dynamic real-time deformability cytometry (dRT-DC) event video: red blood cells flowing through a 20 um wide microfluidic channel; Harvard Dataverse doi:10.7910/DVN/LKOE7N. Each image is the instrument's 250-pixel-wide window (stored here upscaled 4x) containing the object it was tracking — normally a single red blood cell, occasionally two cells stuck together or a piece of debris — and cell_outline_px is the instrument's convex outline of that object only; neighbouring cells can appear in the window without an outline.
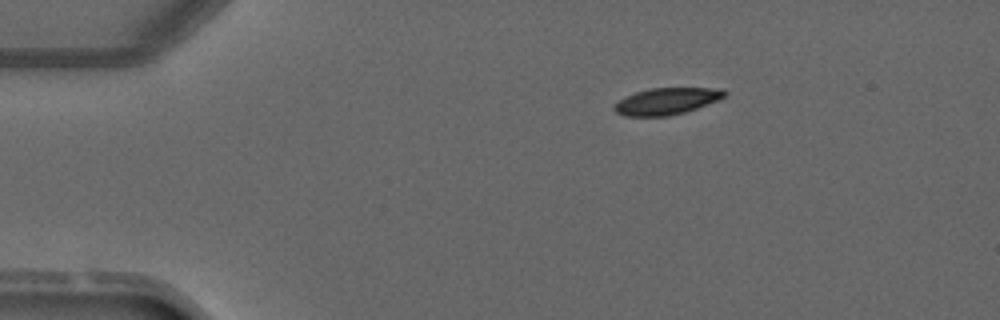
{"species": "common noctule bat (a hibernating species)", "species_latin": "Nyctalus noctula", "temperature_condition": "warm", "stored_images_in_passage": 3, "camera_frame_rate_fps": 3000, "um_per_image_px": 0.085, "animal": {"sex": "male", "forearm_length_mm": 52.5}, "frame": {"image": 1, "passage_image": 1, "time_ms": 0.0, "image_size_px": [1000, 320], "cell_outline_px": [[728, 92], [724, 96], [716, 100], [696, 108], [684, 112], [668, 116], [624, 116], [616, 112], [612, 108], [612, 104], [624, 96], [636, 92], [652, 88], [724, 88]], "centroid_in_image_um": [56.6, 8.6], "position_along_channel_um": 28.4, "area_um2": 17.17}}
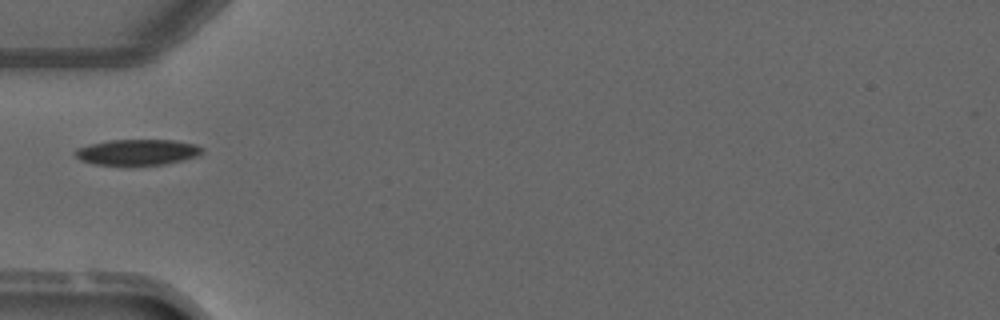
{"frame": {"image": 2, "passage_image": 3, "time_ms": 2.333, "image_size_px": [1000, 320], "cell_outline_px": [[204, 152], [200, 156], [184, 160], [164, 164], [92, 164], [80, 160], [72, 152], [76, 148], [108, 140], [172, 140], [196, 144], [204, 148]], "centroid_in_image_um": [11.72, 12.92], "position_along_channel_um": 73.3, "area_um2": 19.07}}